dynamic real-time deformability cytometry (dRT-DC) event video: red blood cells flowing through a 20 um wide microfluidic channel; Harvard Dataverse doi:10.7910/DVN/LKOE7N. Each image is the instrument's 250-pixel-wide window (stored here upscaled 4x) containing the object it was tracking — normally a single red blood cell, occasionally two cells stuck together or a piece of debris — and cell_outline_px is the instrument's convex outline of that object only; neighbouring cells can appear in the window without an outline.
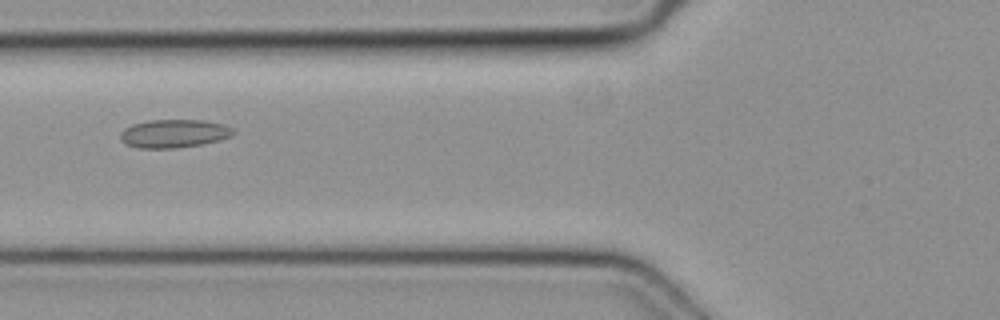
{"species": "common noctule bat (a hibernating species)", "species_latin": "Nyctalus noctula", "temperature_condition": "cold", "stored_images_in_passage": 3, "camera_frame_rate_fps": 3000, "um_per_image_px": 0.085, "animal": {"sex": "female", "body_mass_g": 19.3, "forearm_length_mm": 54.1}, "frame": {"image": 1, "passage_image": 2, "time_ms": 0.333, "image_size_px": [1000, 320], "cell_outline_px": [[236, 132], [232, 136], [220, 140], [204, 144], [176, 148], [136, 148], [124, 144], [120, 140], [120, 132], [124, 128], [132, 124], [148, 120], [204, 120], [224, 124], [232, 128]], "centroid_in_image_um": [14.78, 11.35], "position_along_channel_um": 111.0, "area_um2": 18.96}}
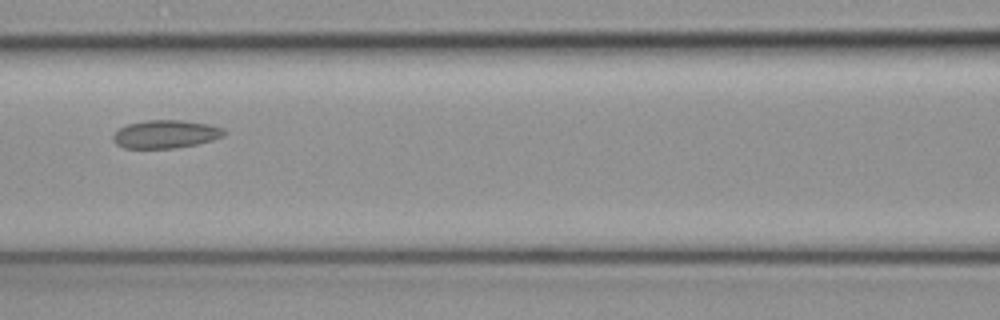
{"frame": {"image": 2, "passage_image": 3, "time_ms": 0.667, "image_size_px": [1000, 320], "cell_outline_px": [[224, 136], [212, 140], [196, 144], [172, 148], [124, 148], [116, 144], [112, 140], [112, 136], [120, 128], [128, 124], [148, 120], [180, 120], [208, 124], [224, 128]], "centroid_in_image_um": [14.06, 11.4], "position_along_channel_um": 152.5, "area_um2": 18.03}}